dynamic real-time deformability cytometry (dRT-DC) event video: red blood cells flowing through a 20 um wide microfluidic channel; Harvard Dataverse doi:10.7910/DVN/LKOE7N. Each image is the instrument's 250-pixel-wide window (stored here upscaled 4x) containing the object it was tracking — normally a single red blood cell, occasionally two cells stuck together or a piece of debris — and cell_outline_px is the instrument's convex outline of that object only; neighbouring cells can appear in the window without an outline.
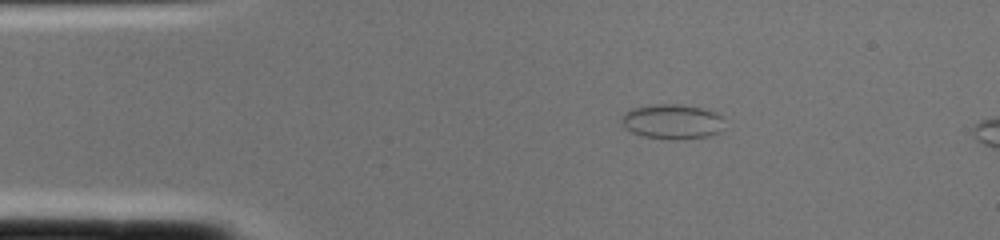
{"species": "common noctule bat (a hibernating species)", "species_latin": "Nyctalus noctula", "temperature_condition": "cold", "stored_images_in_passage": 3, "camera_frame_rate_fps": 3000, "um_per_image_px": 0.085, "animal": {"sex": "female", "body_mass_g": 22.0, "forearm_length_mm": 56.7}, "frame": {"image": 1, "passage_image": 1, "time_ms": 0.0, "image_size_px": [1000, 240], "cell_outline_px": [[724, 128], [720, 132], [708, 136], [676, 140], [668, 140], [640, 136], [624, 128], [620, 124], [620, 116], [628, 108], [652, 104], [676, 104], [700, 108], [716, 112], [720, 116]], "centroid_in_image_um": [57.05, 10.34], "position_along_channel_um": 28.0, "area_um2": 21.39}}